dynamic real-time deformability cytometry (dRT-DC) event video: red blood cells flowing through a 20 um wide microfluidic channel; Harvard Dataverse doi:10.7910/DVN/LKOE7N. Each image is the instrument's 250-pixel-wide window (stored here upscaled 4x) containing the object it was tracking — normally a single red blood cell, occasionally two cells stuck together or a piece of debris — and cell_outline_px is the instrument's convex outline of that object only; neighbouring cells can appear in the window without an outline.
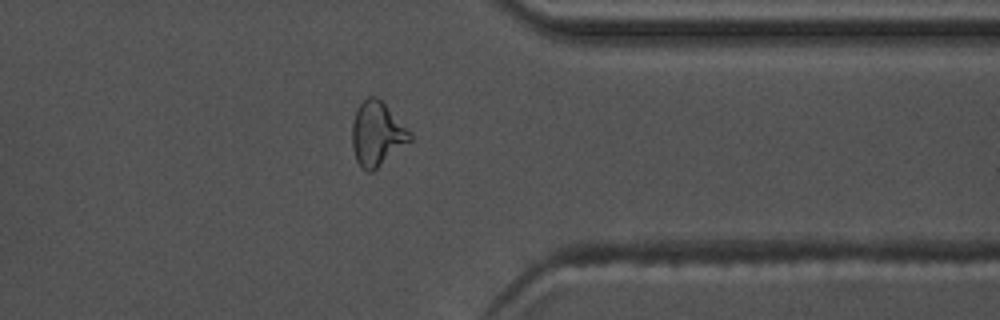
{"species": "common noctule bat (a hibernating species)", "species_latin": "Nyctalus noctula", "temperature_condition": "warm", "stored_images_in_passage": 38, "camera_frame_rate_fps": 3000, "um_per_image_px": 0.085, "animal": {"sex": "male", "body_mass_g": 17.5, "forearm_length_mm": 52.3}, "frame": {"image": 1, "passage_image": 27, "time_ms": 8.667, "image_size_px": [1000, 320], "cell_outline_px": [[412, 140], [372, 172], [368, 172], [360, 168], [356, 160], [352, 148], [352, 124], [356, 112], [360, 104], [368, 96], [376, 96], [412, 132]], "centroid_in_image_um": [32.04, 11.41], "position_along_channel_um": 379.4, "area_um2": 21.56}, "authors_computed_cell_mechanics": {"area_um2": 20.2589, "velocity_mm_per_s": 3.7454, "shape_relaxation_time_tau1_ms": 6.0699, "shape_relaxation_time_tau2_ms": 2.0506, "deformation_change_tau1": 0.2074, "deformation_change_tau2": 0.1021}}